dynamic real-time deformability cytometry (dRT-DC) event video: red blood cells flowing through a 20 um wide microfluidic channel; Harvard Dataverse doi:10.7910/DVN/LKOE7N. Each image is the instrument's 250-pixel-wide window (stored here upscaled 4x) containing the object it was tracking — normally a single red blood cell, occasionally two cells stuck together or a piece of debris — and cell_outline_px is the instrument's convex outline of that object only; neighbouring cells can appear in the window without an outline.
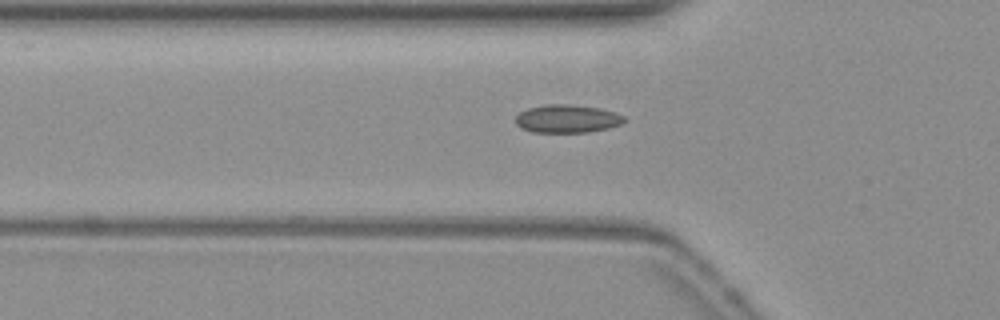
{"species": "common noctule bat (a hibernating species)", "species_latin": "Nyctalus noctula", "temperature_condition": "warm", "stored_images_in_passage": 7, "camera_frame_rate_fps": 3000, "um_per_image_px": 0.085, "animal": {"sex": "female", "body_mass_g": 19.3, "forearm_length_mm": 54.1}, "frame": {"image": 1, "passage_image": 5, "time_ms": 1.333, "image_size_px": [1000, 320], "cell_outline_px": [[624, 120], [620, 124], [608, 128], [588, 132], [532, 132], [520, 128], [516, 124], [516, 116], [520, 112], [528, 108], [548, 104], [572, 104], [600, 108], [616, 112], [624, 116]], "centroid_in_image_um": [48.2, 10.09], "position_along_channel_um": 77.6, "area_um2": 17.8}}